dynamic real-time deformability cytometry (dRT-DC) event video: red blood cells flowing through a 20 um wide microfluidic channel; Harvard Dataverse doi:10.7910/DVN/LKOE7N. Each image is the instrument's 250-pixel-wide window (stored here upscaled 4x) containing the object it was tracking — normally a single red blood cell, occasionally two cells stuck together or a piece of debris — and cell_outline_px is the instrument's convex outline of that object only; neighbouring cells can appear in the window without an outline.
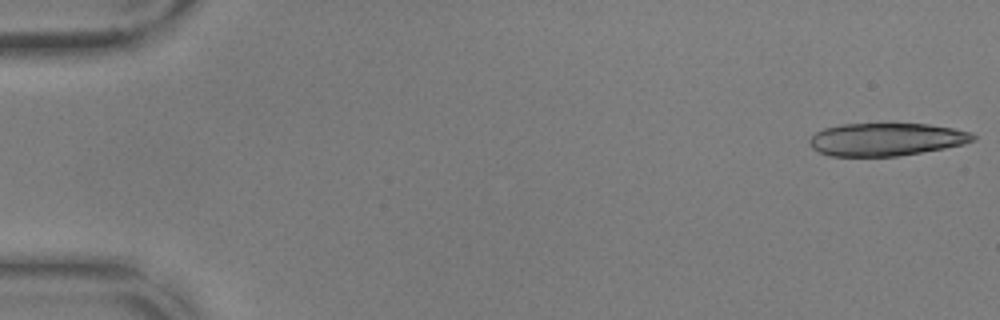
{"species": "common noctule bat (a hibernating species)", "species_latin": "Nyctalus noctula", "temperature_condition": "warm", "stored_images_in_passage": 16, "camera_frame_rate_fps": 3000, "um_per_image_px": 0.085, "animal": {"sex": "male", "body_mass_g": 17.9, "forearm_length_mm": 54.2}, "frame": {"image": 1, "passage_image": 1, "time_ms": 0.0, "image_size_px": [1000, 320], "cell_outline_px": [[976, 140], [964, 144], [944, 148], [896, 156], [828, 156], [812, 148], [808, 140], [816, 132], [824, 128], [840, 124], [928, 124], [952, 128], [972, 132], [976, 136]], "centroid_in_image_um": [75.33, 11.84], "position_along_channel_um": 9.7, "area_um2": 31.21}}